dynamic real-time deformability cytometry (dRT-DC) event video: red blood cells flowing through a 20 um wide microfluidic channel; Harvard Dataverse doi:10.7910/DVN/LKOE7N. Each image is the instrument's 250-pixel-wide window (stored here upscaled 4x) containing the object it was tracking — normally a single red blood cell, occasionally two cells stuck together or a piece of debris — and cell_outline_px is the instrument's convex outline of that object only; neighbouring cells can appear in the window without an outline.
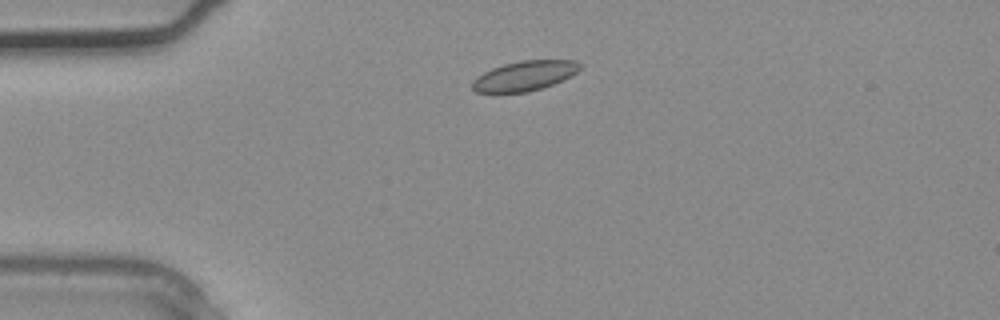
{"species": "common noctule bat (a hibernating species)", "species_latin": "Nyctalus noctula", "temperature_condition": "warm", "stored_images_in_passage": 4, "camera_frame_rate_fps": 3000, "um_per_image_px": 0.085, "animal": {"sex": "male", "body_mass_g": 20.4}, "frame": {"image": 1, "passage_image": 4, "time_ms": 1.0, "image_size_px": [1000, 320], "cell_outline_px": [[580, 68], [576, 72], [552, 84], [528, 92], [492, 96], [476, 92], [472, 88], [472, 80], [476, 76], [492, 68], [504, 64], [524, 60], [576, 60], [580, 64]], "centroid_in_image_um": [44.46, 6.5], "position_along_channel_um": 40.5, "area_um2": 19.13}}